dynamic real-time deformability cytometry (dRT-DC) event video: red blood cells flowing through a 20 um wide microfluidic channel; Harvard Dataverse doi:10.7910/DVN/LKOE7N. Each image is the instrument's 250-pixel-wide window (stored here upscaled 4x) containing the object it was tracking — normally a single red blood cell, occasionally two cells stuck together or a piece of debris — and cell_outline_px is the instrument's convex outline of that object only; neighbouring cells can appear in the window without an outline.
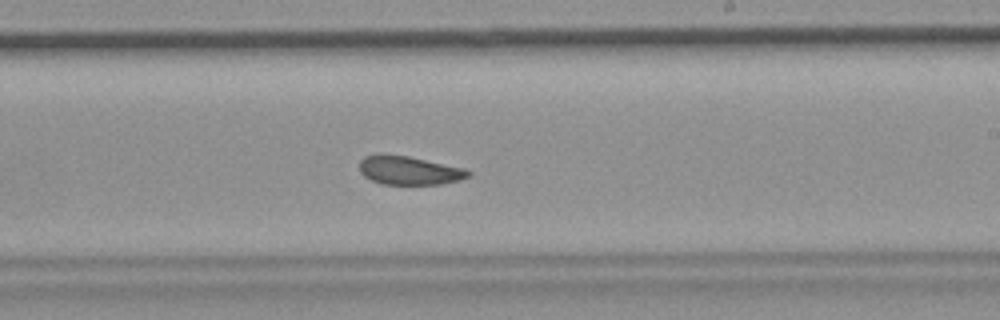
{"species": "common noctule bat (a hibernating species)", "species_latin": "Nyctalus noctula", "temperature_condition": "room temperature", "stored_images_in_passage": 41, "camera_frame_rate_fps": 3000, "um_per_image_px": 0.085, "animal": {"sex": "female", "body_mass_g": 19.9}, "frame": {"image": 1, "passage_image": 24, "time_ms": 7.667, "image_size_px": [1000, 320], "cell_outline_px": [[472, 176], [460, 180], [440, 184], [380, 184], [364, 176], [360, 172], [360, 160], [364, 156], [376, 152], [380, 152], [408, 156], [464, 168], [472, 172]], "centroid_in_image_um": [34.75, 14.46], "position_along_channel_um": 254.3, "area_um2": 18.5}, "authors_computed_cell_mechanics": {"area_um2": 19.652, "velocity_mm_per_s": 3.6746, "shape_relaxation_time_tau1_ms": null, "shape_relaxation_time_tau2_ms": 1.2728, "deformation_change_tau1": null, "deformation_change_tau2": 0.0516}}